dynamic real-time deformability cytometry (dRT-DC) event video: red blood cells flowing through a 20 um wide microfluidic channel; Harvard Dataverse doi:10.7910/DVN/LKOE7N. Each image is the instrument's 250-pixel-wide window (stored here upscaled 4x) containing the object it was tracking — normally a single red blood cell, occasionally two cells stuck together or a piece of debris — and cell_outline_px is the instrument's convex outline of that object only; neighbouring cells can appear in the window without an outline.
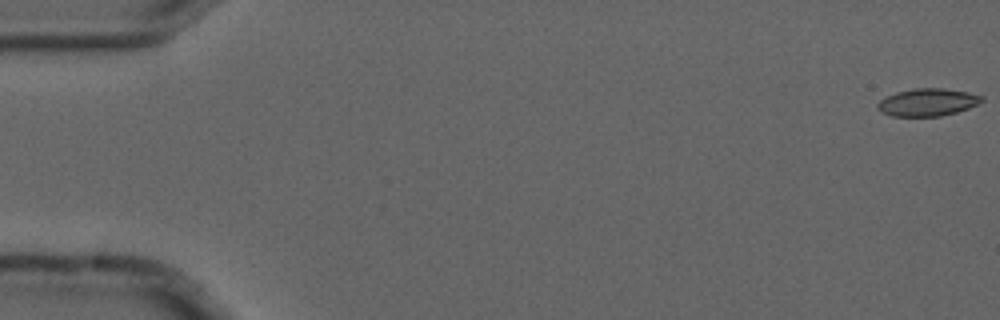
{"species": "common noctule bat (a hibernating species)", "species_latin": "Nyctalus noctula", "temperature_condition": "cold", "stored_images_in_passage": 6, "camera_frame_rate_fps": 3000, "um_per_image_px": 0.085, "animal": {"sex": "male", "forearm_length_mm": 52.5}, "frame": {"image": 1, "passage_image": 1, "time_ms": 0.0, "image_size_px": [1000, 320], "cell_outline_px": [[984, 100], [968, 108], [956, 112], [940, 116], [892, 116], [880, 112], [876, 108], [876, 104], [880, 100], [896, 92], [916, 88], [944, 88], [968, 92], [984, 96]], "centroid_in_image_um": [78.83, 8.69], "position_along_channel_um": 6.2, "area_um2": 16.7}}
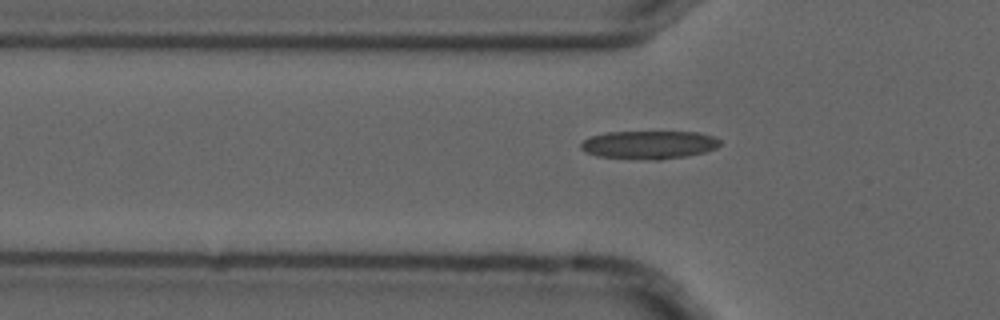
{"frame": {"image": 2, "passage_image": 6, "time_ms": 1.667, "image_size_px": [1000, 320], "cell_outline_px": [[720, 144], [716, 148], [704, 152], [688, 156], [660, 160], [652, 160], [596, 156], [584, 152], [580, 148], [580, 144], [584, 140], [592, 136], [604, 132], [700, 132], [712, 136], [720, 140]], "centroid_in_image_um": [55.15, 12.31], "position_along_channel_um": 70.6, "area_um2": 23.0}}